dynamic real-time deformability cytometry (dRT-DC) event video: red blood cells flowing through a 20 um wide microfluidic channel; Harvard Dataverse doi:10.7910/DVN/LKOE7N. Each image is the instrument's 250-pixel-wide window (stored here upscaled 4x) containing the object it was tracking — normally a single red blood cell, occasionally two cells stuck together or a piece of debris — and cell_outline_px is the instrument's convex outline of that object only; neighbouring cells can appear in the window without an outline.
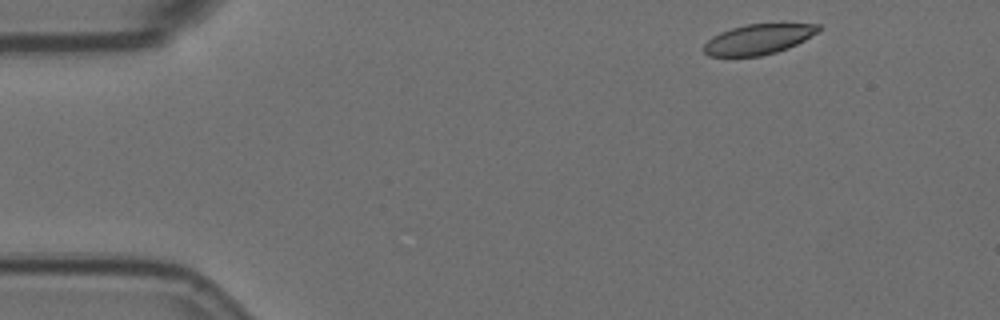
{"species": "Egyptian fruit bat (a non-hibernating species)", "species_latin": "Rousettus aegyptiacus", "temperature_condition": "room temperature", "stored_images_in_passage": 3, "camera_frame_rate_fps": 3000, "um_per_image_px": 0.085, "animal": {"sex": "female"}, "frame": {"image": 1, "passage_image": 1, "time_ms": 0.0, "image_size_px": [1000, 320], "cell_outline_px": [[820, 32], [788, 48], [776, 52], [760, 56], [708, 56], [704, 52], [704, 44], [712, 36], [720, 32], [732, 28], [748, 24], [820, 24]], "centroid_in_image_um": [64.46, 3.34], "position_along_channel_um": 20.5, "area_um2": 20.06}}